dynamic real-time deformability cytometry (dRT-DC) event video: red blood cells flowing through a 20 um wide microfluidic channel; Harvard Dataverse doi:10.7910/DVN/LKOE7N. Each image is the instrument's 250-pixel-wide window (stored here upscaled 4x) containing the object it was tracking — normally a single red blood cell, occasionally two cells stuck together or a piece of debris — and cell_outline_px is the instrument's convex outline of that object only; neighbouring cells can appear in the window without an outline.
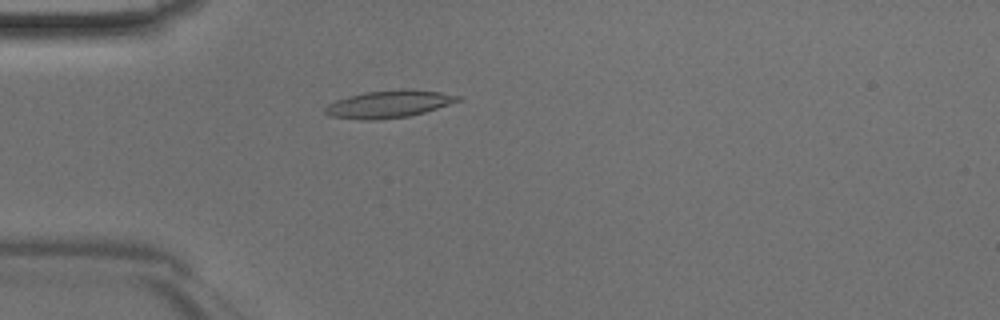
{"species": "Egyptian fruit bat (a non-hibernating species)", "species_latin": "Rousettus aegyptiacus", "temperature_condition": "room temperature", "stored_images_in_passage": 43, "camera_frame_rate_fps": 3000, "um_per_image_px": 0.085, "animal": {"sex": "male"}, "frame": {"image": 1, "passage_image": 10, "time_ms": 3.0, "image_size_px": [1000, 320], "cell_outline_px": [[464, 96], [460, 100], [424, 112], [408, 116], [376, 120], [360, 120], [328, 116], [324, 112], [324, 108], [328, 104], [336, 100], [348, 96], [364, 92], [412, 88], [440, 92]], "centroid_in_image_um": [33.03, 8.84], "position_along_channel_um": 52.0, "area_um2": 21.27}}
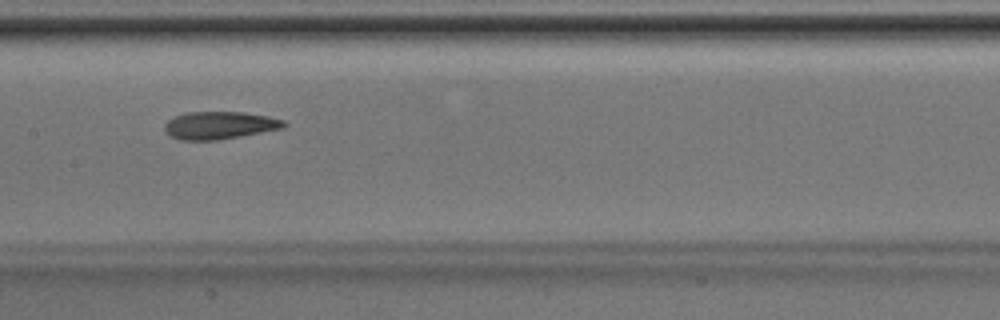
{"frame": {"image": 2, "passage_image": 20, "time_ms": 6.333, "image_size_px": [1000, 320], "cell_outline_px": [[288, 124], [284, 128], [240, 136], [216, 140], [180, 140], [172, 136], [164, 128], [164, 124], [168, 120], [176, 116], [188, 112], [244, 112], [268, 116], [284, 120]], "centroid_in_image_um": [18.7, 10.64], "position_along_channel_um": 188.7, "area_um2": 19.07}}
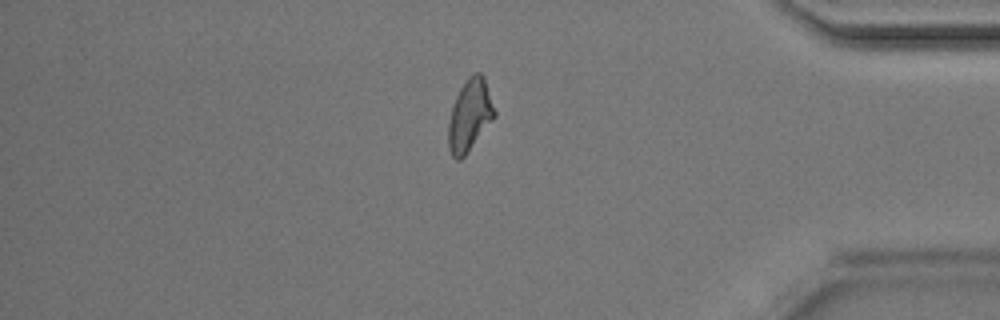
{"frame": {"image": 3, "passage_image": 36, "time_ms": 11.667, "image_size_px": [1000, 320], "cell_outline_px": [[496, 116], [464, 156], [460, 160], [456, 160], [452, 156], [448, 148], [448, 124], [452, 108], [456, 96], [460, 88], [468, 76], [476, 72], [480, 72], [484, 76], [496, 112]], "centroid_in_image_um": [39.93, 9.79], "position_along_channel_um": 395.3, "area_um2": 19.25}}